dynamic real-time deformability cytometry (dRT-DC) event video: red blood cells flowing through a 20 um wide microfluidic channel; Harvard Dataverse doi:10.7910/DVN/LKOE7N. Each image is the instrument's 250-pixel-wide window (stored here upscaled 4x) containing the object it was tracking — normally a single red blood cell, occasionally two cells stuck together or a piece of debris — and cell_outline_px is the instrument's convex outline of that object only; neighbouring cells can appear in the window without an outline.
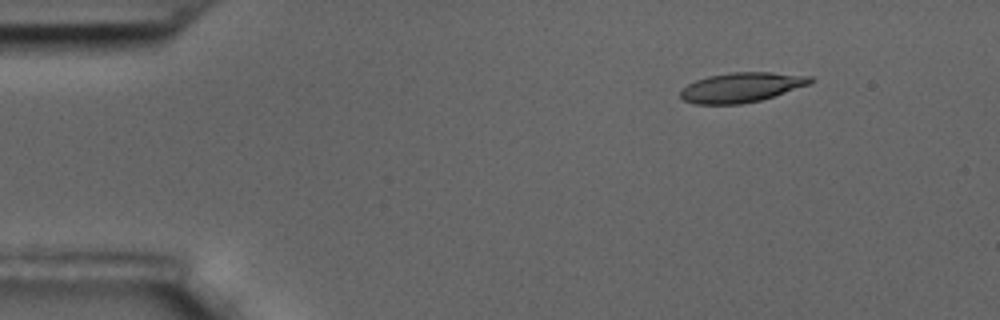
{"species": "common noctule bat (a hibernating species)", "species_latin": "Nyctalus noctula", "temperature_condition": "room temperature", "stored_images_in_passage": 9, "camera_frame_rate_fps": 3000, "um_per_image_px": 0.085, "animal": {"sex": "male", "body_mass_g": 17.5, "forearm_length_mm": 52.3}, "frame": {"image": 1, "passage_image": 2, "time_ms": 0.333, "image_size_px": [1000, 320], "cell_outline_px": [[816, 80], [812, 84], [760, 100], [740, 104], [696, 104], [684, 100], [680, 96], [680, 92], [688, 84], [696, 80], [708, 76], [732, 72], [772, 72], [812, 76]], "centroid_in_image_um": [63.08, 7.42], "position_along_channel_um": 21.9, "area_um2": 22.54}}
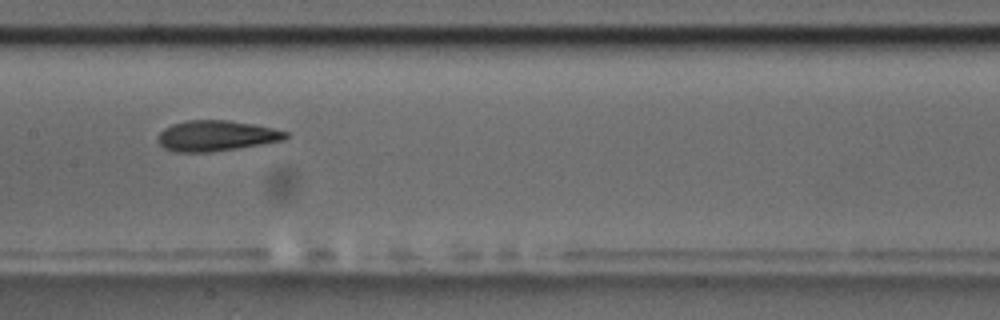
{"frame": {"image": 2, "passage_image": 8, "time_ms": 2.333, "image_size_px": [1000, 320], "cell_outline_px": [[288, 136], [284, 140], [236, 148], [208, 152], [172, 152], [164, 148], [156, 140], [160, 132], [164, 128], [172, 124], [188, 120], [228, 120], [252, 124], [272, 128], [288, 132]], "centroid_in_image_um": [18.33, 11.54], "position_along_channel_um": 189.1, "area_um2": 22.66}}
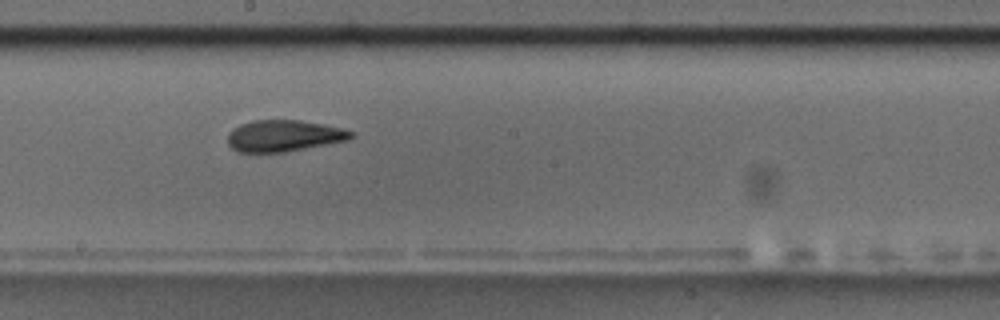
{"frame": {"image": 3, "passage_image": 9, "time_ms": 2.667, "image_size_px": [1000, 320], "cell_outline_px": [[356, 136], [348, 140], [284, 152], [236, 152], [228, 144], [228, 132], [232, 128], [240, 124], [252, 120], [300, 120], [324, 124], [356, 132]], "centroid_in_image_um": [24.12, 11.53], "position_along_channel_um": 224.1, "area_um2": 22.77}}